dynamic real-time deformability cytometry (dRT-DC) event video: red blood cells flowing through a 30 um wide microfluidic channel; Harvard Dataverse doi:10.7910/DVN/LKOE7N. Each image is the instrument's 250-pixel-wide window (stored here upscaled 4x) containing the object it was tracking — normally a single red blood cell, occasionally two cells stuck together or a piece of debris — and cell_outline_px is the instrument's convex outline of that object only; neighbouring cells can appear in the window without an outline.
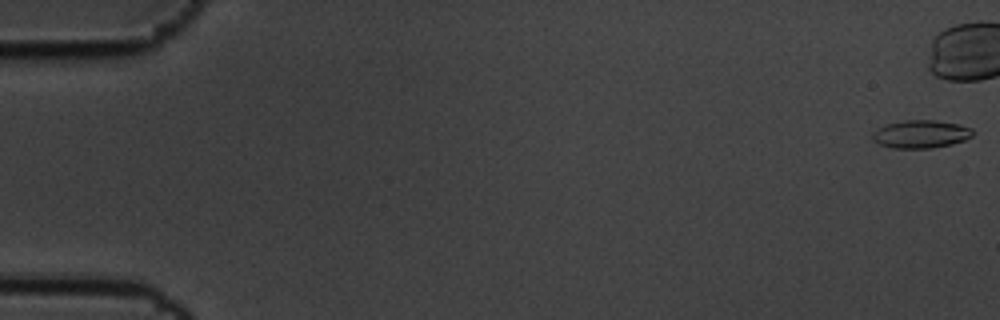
{"species": "common noctule bat (a hibernating species)", "species_latin": "Nyctalus noctula", "temperature_condition": "cold", "stored_images_in_passage": 48, "camera_frame_rate_fps": 3000, "um_per_image_px": 0.085, "animal": {"sex": "male", "body_mass_g": 19.5, "forearm_length_mm": 54.6}, "frame": {"image": 1, "passage_image": 1, "time_ms": 0.0, "image_size_px": [1000, 320], "cell_outline_px": [[972, 136], [964, 140], [952, 144], [932, 148], [892, 148], [880, 144], [872, 140], [872, 132], [888, 124], [904, 120], [936, 120], [960, 124], [972, 128]], "centroid_in_image_um": [78.28, 11.4], "position_along_channel_um": 6.7, "area_um2": 16.3}}
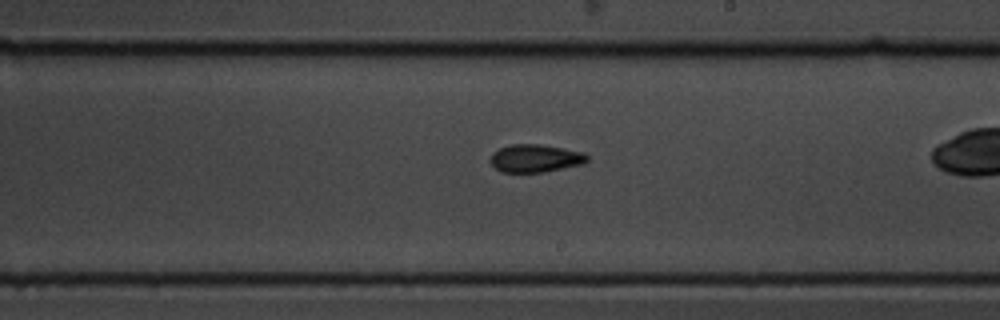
{"frame": {"image": 2, "passage_image": 35, "time_ms": 11.333, "image_size_px": [1000, 320], "cell_outline_px": [[588, 160], [584, 164], [544, 172], [500, 172], [492, 164], [492, 152], [500, 148], [512, 144], [540, 144], [584, 152], [588, 156]], "centroid_in_image_um": [45.53, 13.46], "position_along_channel_um": 243.5, "area_um2": 15.66}}
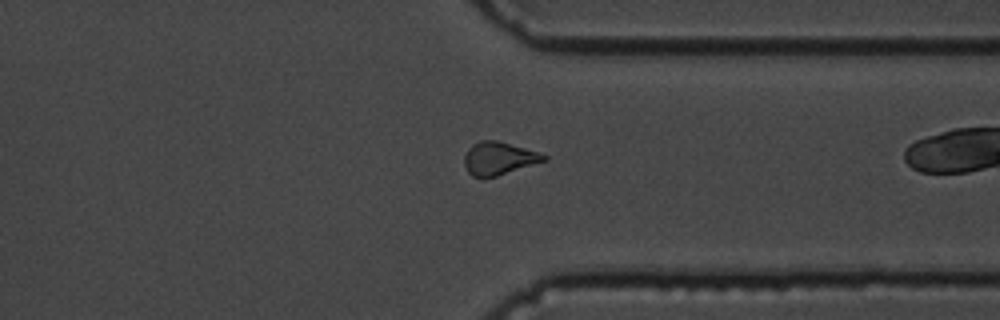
{"frame": {"image": 3, "passage_image": 46, "time_ms": 15.0, "image_size_px": [1000, 320], "cell_outline_px": [[548, 160], [496, 176], [472, 176], [468, 172], [464, 164], [464, 156], [468, 148], [472, 144], [480, 140], [500, 140], [548, 156]], "centroid_in_image_um": [42.39, 13.44], "position_along_channel_um": 369.0, "area_um2": 15.14}}